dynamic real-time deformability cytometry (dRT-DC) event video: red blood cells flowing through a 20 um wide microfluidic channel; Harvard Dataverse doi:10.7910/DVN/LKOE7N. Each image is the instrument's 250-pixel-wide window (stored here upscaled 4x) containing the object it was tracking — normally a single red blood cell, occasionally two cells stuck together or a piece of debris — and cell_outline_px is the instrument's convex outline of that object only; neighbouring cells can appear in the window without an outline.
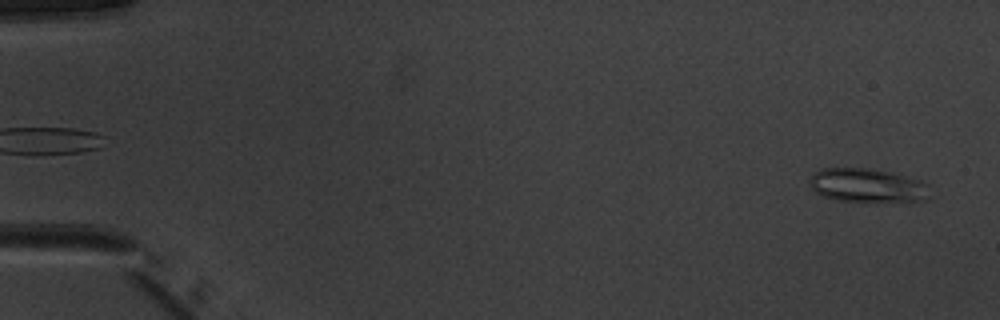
{"species": "common noctule bat (a hibernating species)", "species_latin": "Nyctalus noctula", "temperature_condition": "warm", "stored_images_in_passage": 52, "segment_of_instrument_passage": [1, 2], "camera_frame_rate_fps": 3000, "um_per_image_px": 0.085, "animal": {"sex": "male", "body_mass_g": 20.1, "forearm_length_mm": 53.5}, "frame": {"image": 1, "passage_image": 2, "time_ms": 0.333, "image_size_px": [1000, 320], "cell_outline_px": [[928, 200], [836, 200], [824, 196], [816, 192], [812, 188], [812, 176], [820, 168], [868, 168], [892, 172], [920, 180], [928, 184]], "centroid_in_image_um": [73.74, 15.73], "position_along_channel_um": 11.3, "area_um2": 23.0}}
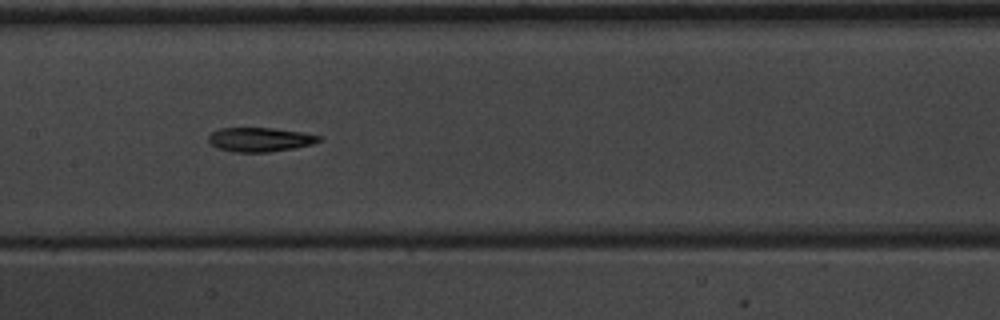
{"frame": {"image": 2, "passage_image": 26, "time_ms": 8.333, "image_size_px": [1000, 320], "cell_outline_px": [[320, 140], [312, 144], [292, 148], [268, 152], [232, 152], [216, 148], [208, 140], [208, 136], [212, 132], [220, 128], [272, 128], [304, 132], [320, 136]], "centroid_in_image_um": [22.06, 11.86], "position_along_channel_um": 185.3, "area_um2": 15.49}}
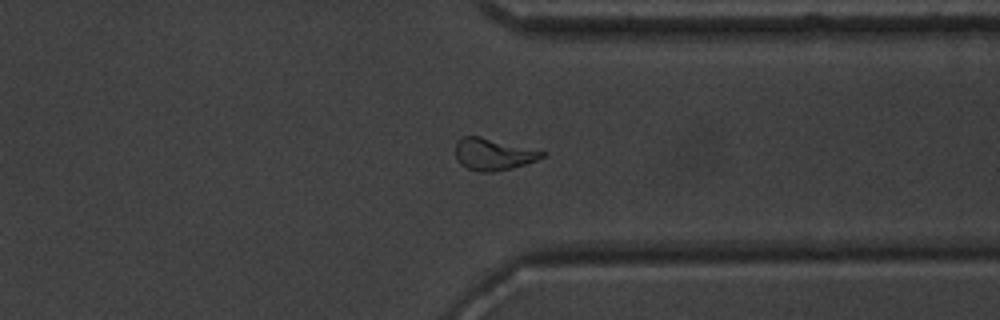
{"frame": {"image": 3, "passage_image": 40, "time_ms": 13.0, "image_size_px": [1000, 320], "cell_outline_px": [[548, 152], [544, 156], [536, 160], [512, 168], [492, 172], [480, 172], [468, 168], [460, 164], [456, 156], [456, 144], [464, 136], [480, 136]], "centroid_in_image_um": [41.94, 13.11], "position_along_channel_um": 369.5, "area_um2": 15.9}}